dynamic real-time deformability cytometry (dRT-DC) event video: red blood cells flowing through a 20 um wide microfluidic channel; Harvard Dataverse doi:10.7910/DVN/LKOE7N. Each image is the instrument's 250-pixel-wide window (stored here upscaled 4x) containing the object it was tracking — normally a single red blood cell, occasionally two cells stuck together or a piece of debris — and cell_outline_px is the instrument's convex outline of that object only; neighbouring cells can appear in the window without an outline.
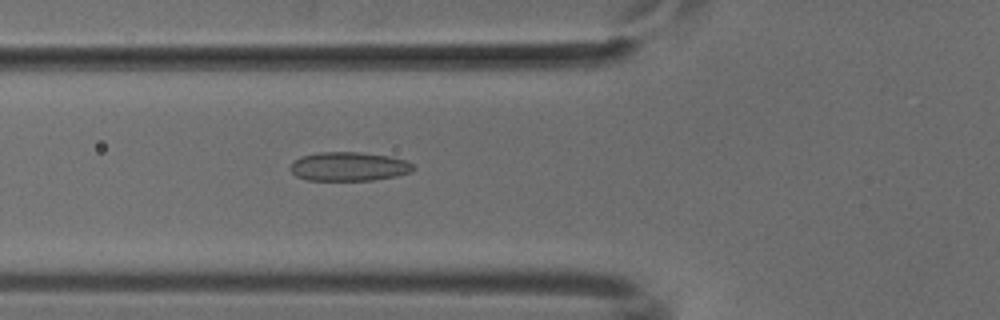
{"species": "common noctule bat (a hibernating species)", "species_latin": "Nyctalus noctula", "temperature_condition": "cold", "stored_images_in_passage": 49, "camera_frame_rate_fps": 3000, "um_per_image_px": 0.085, "animal": {"sex": "male", "body_mass_g": 18.8}, "frame": {"image": 1, "passage_image": 16, "time_ms": 5.0, "image_size_px": [1000, 320], "cell_outline_px": [[416, 168], [412, 172], [396, 176], [372, 180], [308, 180], [296, 176], [288, 168], [292, 160], [300, 156], [320, 152], [360, 152], [392, 156], [408, 160]], "centroid_in_image_um": [29.66, 14.14], "position_along_channel_um": 96.1, "area_um2": 21.1}}
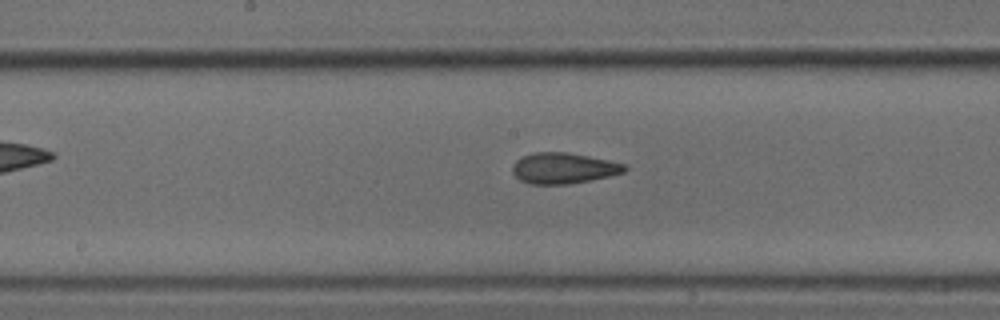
{"frame": {"image": 2, "passage_image": 24, "time_ms": 7.667, "image_size_px": [1000, 320], "cell_outline_px": [[628, 168], [624, 172], [608, 176], [568, 184], [528, 184], [520, 180], [512, 172], [512, 164], [516, 160], [532, 152], [568, 152], [608, 160], [624, 164]], "centroid_in_image_um": [47.85, 14.29], "position_along_channel_um": 200.3, "area_um2": 20.06}}
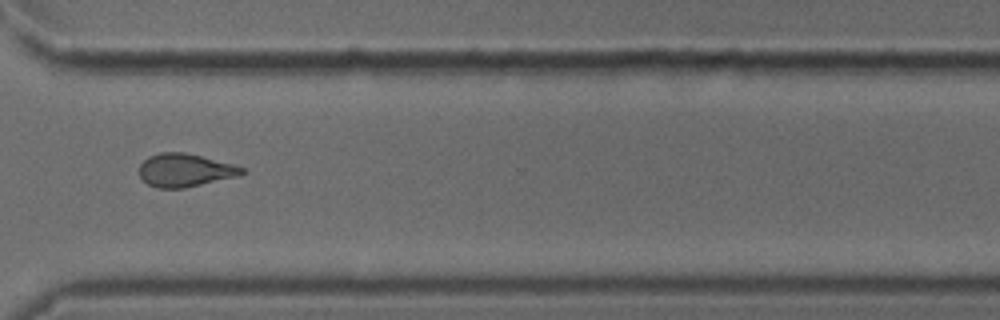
{"frame": {"image": 3, "passage_image": 36, "time_ms": 11.667, "image_size_px": [1000, 320], "cell_outline_px": [[244, 172], [240, 176], [184, 188], [156, 188], [148, 184], [140, 176], [140, 164], [148, 156], [160, 152], [184, 152], [232, 164], [244, 168]], "centroid_in_image_um": [15.71, 14.47], "position_along_channel_um": 354.9, "area_um2": 19.71}}